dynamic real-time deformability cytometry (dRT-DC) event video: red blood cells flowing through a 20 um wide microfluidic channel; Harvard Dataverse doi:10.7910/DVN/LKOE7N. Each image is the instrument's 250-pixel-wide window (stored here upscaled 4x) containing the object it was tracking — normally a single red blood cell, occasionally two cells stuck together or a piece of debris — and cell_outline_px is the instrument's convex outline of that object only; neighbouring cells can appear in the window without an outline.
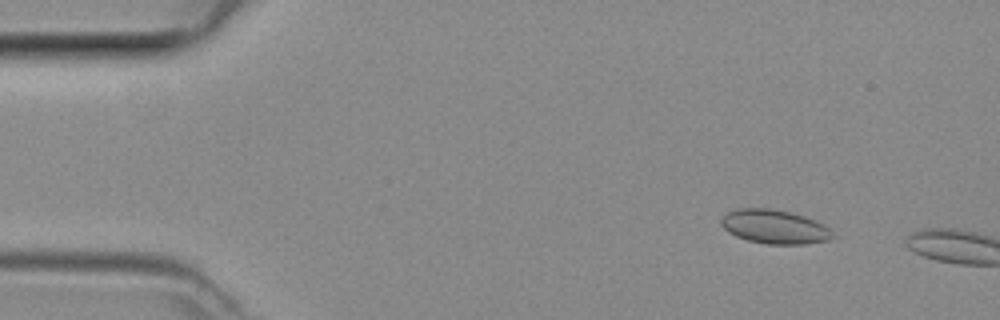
{"species": "common noctule bat (a hibernating species)", "species_latin": "Nyctalus noctula", "temperature_condition": "room temperature", "stored_images_in_passage": 3, "camera_frame_rate_fps": 3000, "um_per_image_px": 0.085, "animal": {"sex": "female", "body_mass_g": 29.2, "forearm_length_mm": 56.3}, "frame": {"image": 1, "passage_image": 1, "time_ms": 0.0, "image_size_px": [1000, 320], "cell_outline_px": [[836, 236], [828, 240], [804, 244], [768, 244], [748, 240], [736, 236], [728, 232], [720, 224], [720, 220], [728, 212], [740, 208], [768, 208], [792, 212], [804, 216], [824, 224]], "centroid_in_image_um": [65.84, 19.27], "position_along_channel_um": 19.2, "area_um2": 22.02}}